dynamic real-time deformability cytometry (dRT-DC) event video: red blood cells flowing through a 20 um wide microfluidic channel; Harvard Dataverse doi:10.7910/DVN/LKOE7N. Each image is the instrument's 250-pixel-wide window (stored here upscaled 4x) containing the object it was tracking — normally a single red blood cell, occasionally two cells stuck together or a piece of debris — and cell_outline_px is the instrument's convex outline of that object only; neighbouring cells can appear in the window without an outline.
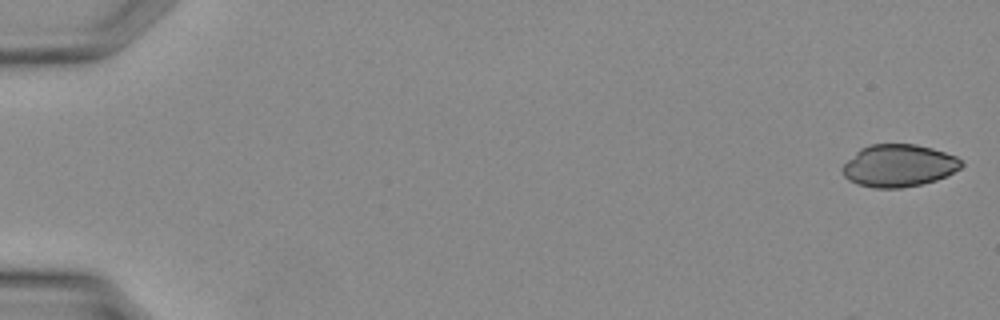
{"species": "Egyptian fruit bat (a non-hibernating species)", "species_latin": "Rousettus aegyptiacus", "temperature_condition": "warm", "stored_images_in_passage": 31, "camera_frame_rate_fps": 3000, "um_per_image_px": 0.085, "animal": {"sex": "female"}, "frame": {"image": 1, "passage_image": 1, "time_ms": 0.0, "image_size_px": [1000, 320], "cell_outline_px": [[964, 164], [960, 168], [948, 176], [936, 180], [920, 184], [900, 188], [872, 188], [848, 180], [844, 176], [840, 168], [860, 148], [872, 144], [916, 144], [932, 148], [956, 156]], "centroid_in_image_um": [76.39, 14.08], "position_along_channel_um": 8.6, "area_um2": 29.36}}